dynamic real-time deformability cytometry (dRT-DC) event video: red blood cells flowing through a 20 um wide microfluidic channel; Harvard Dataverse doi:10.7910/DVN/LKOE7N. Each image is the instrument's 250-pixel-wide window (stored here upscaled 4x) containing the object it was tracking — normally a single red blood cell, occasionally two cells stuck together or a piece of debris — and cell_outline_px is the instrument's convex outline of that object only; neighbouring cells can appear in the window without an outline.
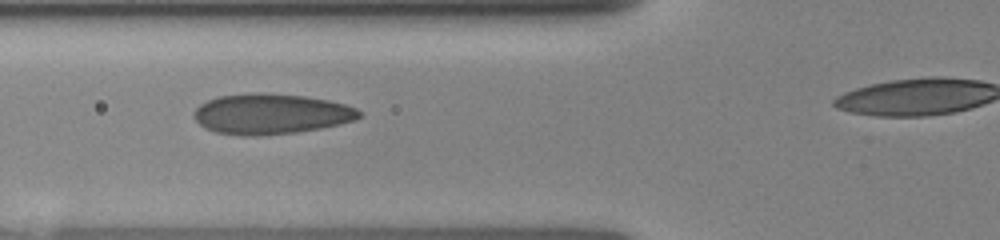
{"species": "human", "species_latin": "Homo sapiens", "temperature_condition": "room temperature", "stored_images_in_passage": 15, "camera_frame_rate_fps": 3000, "um_per_image_px": 0.085, "donor": {"sex": "female"}, "frame": {"image": 1, "passage_image": 6, "time_ms": 3.333, "image_size_px": [1000, 240], "cell_outline_px": [[360, 116], [352, 120], [340, 124], [320, 128], [296, 132], [256, 136], [244, 136], [216, 132], [204, 128], [192, 116], [192, 112], [200, 104], [208, 100], [220, 96], [260, 92], [304, 96], [328, 100], [344, 104], [356, 108], [360, 112]], "centroid_in_image_um": [22.99, 9.69], "position_along_channel_um": 102.8, "area_um2": 38.78}}
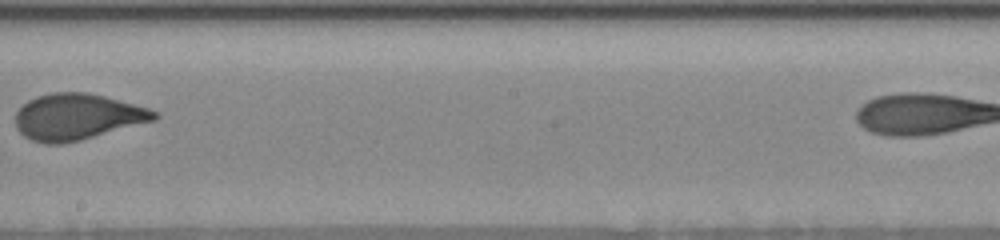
{"frame": {"image": 2, "passage_image": 11, "time_ms": 6.667, "image_size_px": [1000, 240], "cell_outline_px": [[160, 116], [156, 120], [80, 140], [60, 144], [44, 144], [32, 140], [24, 136], [16, 128], [16, 112], [28, 100], [36, 96], [52, 92], [88, 92], [104, 96], [148, 108], [156, 112]], "centroid_in_image_um": [6.55, 9.93], "position_along_channel_um": 241.7, "area_um2": 37.28}}
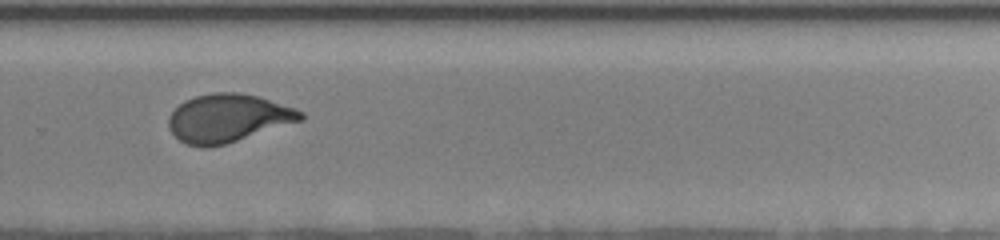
{"frame": {"image": 3, "passage_image": 14, "time_ms": 8.333, "image_size_px": [1000, 240], "cell_outline_px": [[304, 120], [224, 144], [208, 148], [204, 148], [188, 144], [180, 140], [168, 128], [168, 116], [184, 100], [196, 96], [212, 92], [240, 92], [260, 96], [296, 108], [304, 112]], "centroid_in_image_um": [19.4, 10.03], "position_along_channel_um": 310.4, "area_um2": 37.22}}